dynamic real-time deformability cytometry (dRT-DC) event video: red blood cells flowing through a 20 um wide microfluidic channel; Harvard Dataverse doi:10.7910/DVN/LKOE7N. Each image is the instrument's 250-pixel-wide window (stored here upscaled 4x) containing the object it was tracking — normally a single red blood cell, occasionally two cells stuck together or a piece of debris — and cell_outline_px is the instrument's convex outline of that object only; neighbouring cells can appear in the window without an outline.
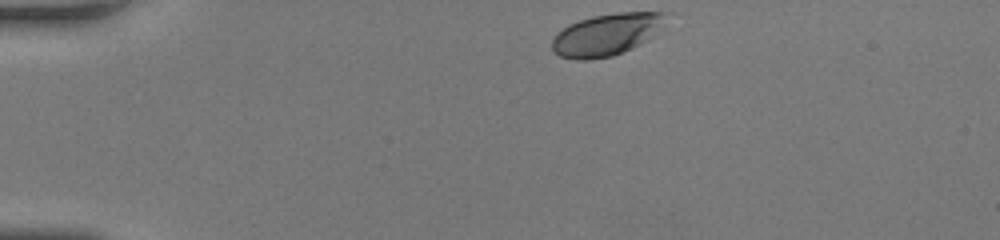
{"species": "human", "species_latin": "Homo sapiens", "temperature_condition": "room temperature", "stored_images_in_passage": 34, "camera_frame_rate_fps": 3000, "um_per_image_px": 0.085, "donor": {"sex": "female"}, "frame": {"image": 1, "passage_image": 1, "time_ms": 0.0, "image_size_px": [1000, 240], "cell_outline_px": [[664, 12], [644, 40], [640, 44], [624, 52], [612, 56], [588, 60], [576, 60], [560, 56], [552, 52], [552, 40], [568, 24], [592, 16], [620, 12]], "centroid_in_image_um": [51.35, 2.98], "position_along_channel_um": 33.7, "area_um2": 26.47}}
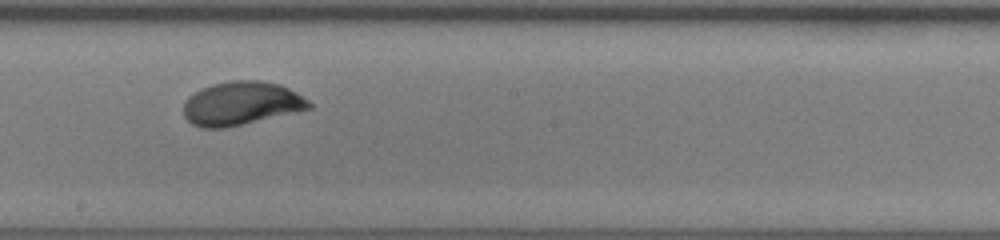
{"frame": {"image": 2, "passage_image": 20, "time_ms": 6.333, "image_size_px": [1000, 240], "cell_outline_px": [[312, 108], [224, 128], [200, 128], [192, 124], [184, 116], [184, 100], [188, 96], [200, 88], [212, 84], [232, 80], [260, 80], [280, 84], [296, 92], [308, 100], [312, 104]], "centroid_in_image_um": [20.47, 8.78], "position_along_channel_um": 227.7, "area_um2": 31.85}}
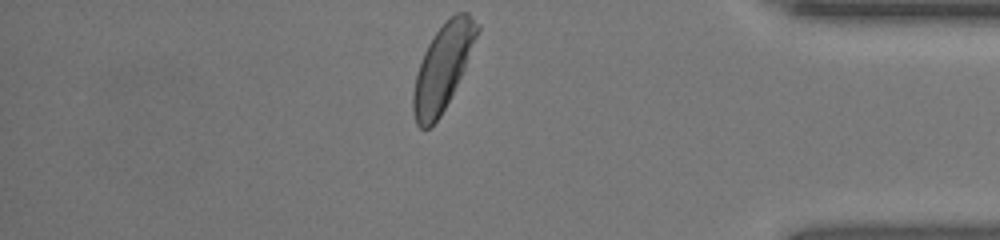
{"frame": {"image": 3, "passage_image": 34, "time_ms": 11.0, "image_size_px": [1000, 240], "cell_outline_px": [[480, 28], [464, 68], [440, 116], [428, 128], [420, 128], [416, 124], [412, 112], [412, 92], [416, 76], [424, 52], [428, 44], [436, 32], [456, 12], [468, 12], [480, 24]], "centroid_in_image_um": [37.62, 5.71], "position_along_channel_um": 397.6, "area_um2": 31.04}, "authors_computed_cell_mechanics": {"area_um2": 31.0097, "velocity_mm_per_s": 4.1797, "shape_relaxation_time_tau1_ms": 3.7666, "shape_relaxation_time_tau2_ms": null, "deformation_change_tau1": 0.1633, "deformation_change_tau2": null}}